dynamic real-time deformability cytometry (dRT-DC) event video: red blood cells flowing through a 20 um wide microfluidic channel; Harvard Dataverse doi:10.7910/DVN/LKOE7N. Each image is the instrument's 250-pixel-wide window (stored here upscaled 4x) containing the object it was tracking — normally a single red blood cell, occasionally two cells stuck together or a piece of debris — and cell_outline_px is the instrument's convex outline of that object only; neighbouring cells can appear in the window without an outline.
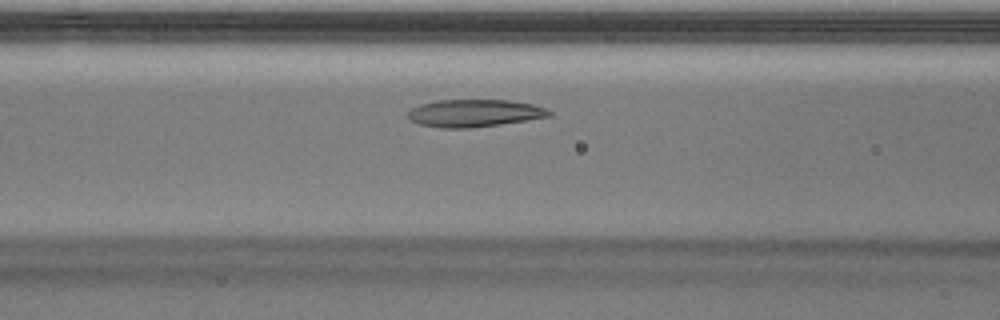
{"species": "Egyptian fruit bat (a non-hibernating species)", "species_latin": "Rousettus aegyptiacus", "temperature_condition": "warm", "stored_images_in_passage": 43, "camera_frame_rate_fps": 3000, "um_per_image_px": 0.085, "animal": {"sex": "male"}, "frame": {"image": 1, "passage_image": 13, "time_ms": 4.0, "image_size_px": [1000, 320], "cell_outline_px": [[552, 116], [500, 124], [468, 128], [440, 128], [420, 124], [412, 120], [408, 116], [408, 112], [412, 108], [420, 104], [436, 100], [508, 100], [532, 104], [544, 108], [552, 112]], "centroid_in_image_um": [40.32, 9.61], "position_along_channel_um": 126.3, "area_um2": 22.43}, "authors_computed_cell_mechanics": {"area_um2": 24.4494, "velocity_mm_per_s": 3.9773, "shape_relaxation_time_tau1_ms": null, "shape_relaxation_time_tau2_ms": 1.5838, "deformation_change_tau1": null, "deformation_change_tau2": 0.0707}}